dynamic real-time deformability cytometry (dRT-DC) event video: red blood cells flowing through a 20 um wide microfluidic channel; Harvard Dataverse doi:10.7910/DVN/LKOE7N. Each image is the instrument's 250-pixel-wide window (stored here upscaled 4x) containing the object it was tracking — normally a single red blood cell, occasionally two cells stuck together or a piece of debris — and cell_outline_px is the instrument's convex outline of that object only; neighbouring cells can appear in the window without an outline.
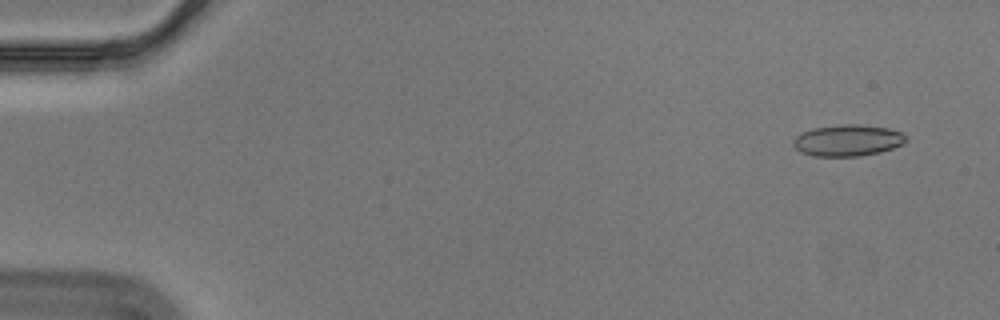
{"species": "Egyptian fruit bat (a non-hibernating species)", "species_latin": "Rousettus aegyptiacus", "temperature_condition": "cold", "stored_images_in_passage": 18, "camera_frame_rate_fps": 3000, "um_per_image_px": 0.085, "animal": {"sex": "male"}, "frame": {"image": 1, "passage_image": 4, "time_ms": 1.0, "image_size_px": [1000, 320], "cell_outline_px": [[908, 140], [904, 144], [880, 152], [860, 156], [812, 156], [800, 152], [792, 144], [792, 140], [796, 136], [812, 128], [840, 124], [856, 124], [888, 128], [900, 132], [908, 136]], "centroid_in_image_um": [72.06, 11.93], "position_along_channel_um": 12.9, "area_um2": 20.81}}
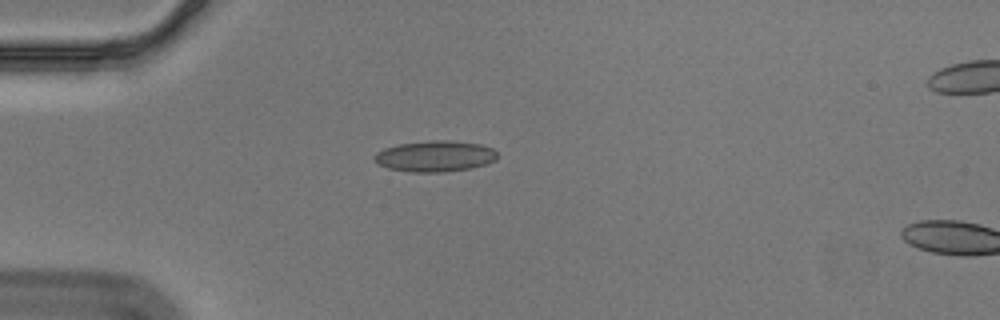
{"frame": {"image": 2, "passage_image": 16, "time_ms": 5.0, "image_size_px": [1000, 320], "cell_outline_px": [[496, 160], [472, 168], [444, 172], [412, 172], [388, 168], [376, 164], [372, 160], [372, 156], [376, 152], [384, 148], [400, 144], [432, 140], [448, 140], [480, 144], [492, 148], [496, 152]], "centroid_in_image_um": [36.93, 13.28], "position_along_channel_um": 48.1, "area_um2": 22.31}}